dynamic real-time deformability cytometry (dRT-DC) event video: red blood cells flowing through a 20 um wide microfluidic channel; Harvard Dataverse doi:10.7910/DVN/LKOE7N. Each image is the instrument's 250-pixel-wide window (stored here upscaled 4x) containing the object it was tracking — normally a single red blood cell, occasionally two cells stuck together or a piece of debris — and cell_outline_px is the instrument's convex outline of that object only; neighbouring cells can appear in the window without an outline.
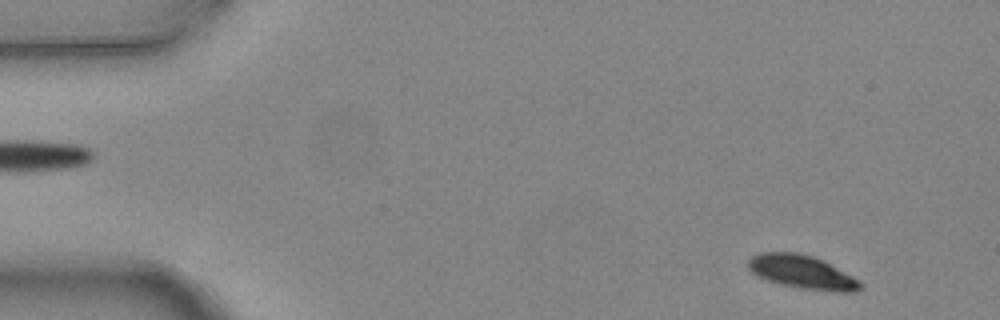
{"species": "common noctule bat (a hibernating species)", "species_latin": "Nyctalus noctula", "temperature_condition": "warm", "stored_images_in_passage": 4, "camera_frame_rate_fps": 3000, "um_per_image_px": 0.085, "animal": {"sex": "female", "body_mass_g": 24.6, "forearm_length_mm": 56.2}, "frame": {"image": 1, "passage_image": 1, "time_ms": 0.0, "image_size_px": [1000, 320], "cell_outline_px": [[864, 284], [856, 292], [836, 292], [800, 288], [780, 284], [756, 276], [748, 268], [748, 260], [752, 256], [760, 252], [796, 252], [812, 256], [824, 260], [860, 280]], "centroid_in_image_um": [68.2, 23.12], "position_along_channel_um": 16.8, "area_um2": 22.08}}
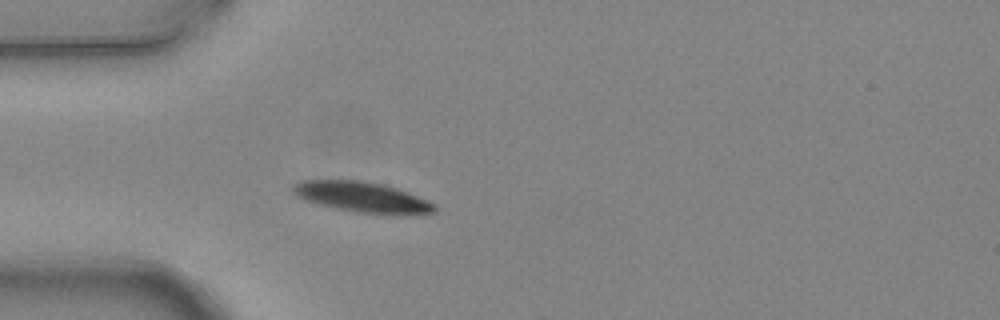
{"frame": {"image": 2, "passage_image": 4, "time_ms": 1.0, "image_size_px": [1000, 320], "cell_outline_px": [[436, 212], [400, 216], [356, 212], [336, 208], [304, 200], [296, 196], [292, 192], [292, 184], [304, 180], [360, 180], [384, 184], [408, 192], [436, 204]], "centroid_in_image_um": [30.82, 16.77], "position_along_channel_um": 54.2, "area_um2": 25.43}}